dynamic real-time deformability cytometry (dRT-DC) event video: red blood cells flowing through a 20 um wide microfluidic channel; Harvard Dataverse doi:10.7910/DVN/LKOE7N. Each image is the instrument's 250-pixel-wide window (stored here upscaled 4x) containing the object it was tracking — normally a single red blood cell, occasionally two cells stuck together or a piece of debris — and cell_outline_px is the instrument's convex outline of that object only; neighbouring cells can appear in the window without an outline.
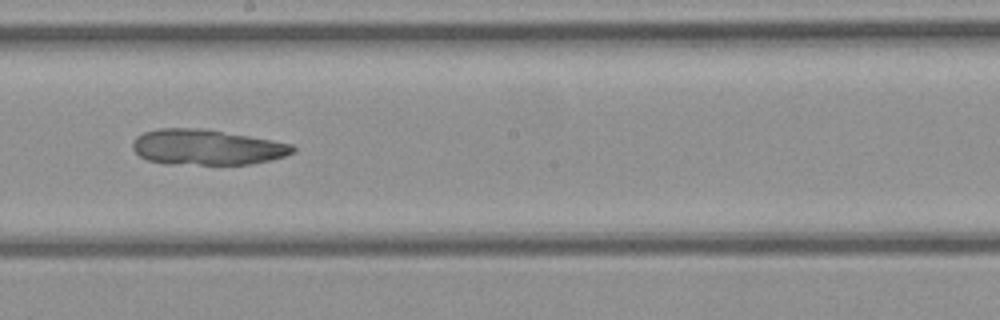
{"species": "common noctule bat (a hibernating species)", "species_latin": "Nyctalus noctula", "temperature_condition": "cold", "stored_images_in_passage": 45, "camera_frame_rate_fps": 3000, "um_per_image_px": 0.085, "animal": {"sex": "female", "body_mass_g": 21.9}, "frame": {"image": 1, "passage_image": 25, "time_ms": 8.0, "image_size_px": [1000, 320], "cell_outline_px": [[296, 152], [272, 160], [248, 164], [164, 164], [148, 160], [140, 156], [132, 148], [132, 144], [136, 136], [144, 132], [160, 128], [200, 128], [272, 140], [292, 144], [296, 148]], "centroid_in_image_um": [17.57, 12.52], "position_along_channel_um": 230.6, "area_um2": 33.06}}
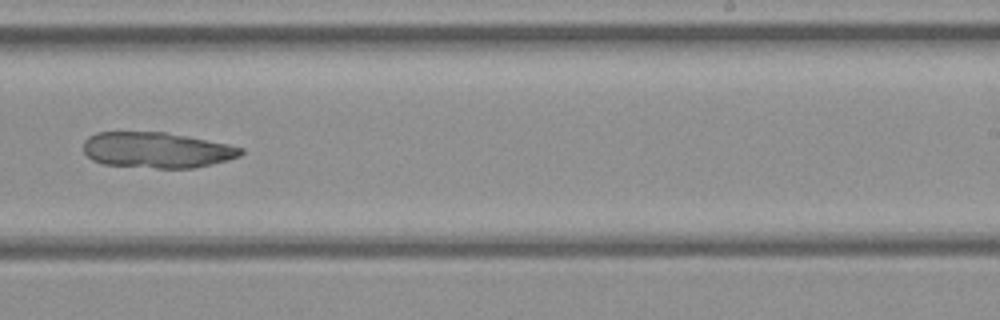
{"frame": {"image": 2, "passage_image": 28, "time_ms": 9.0, "image_size_px": [1000, 320], "cell_outline_px": [[244, 152], [240, 156], [228, 160], [196, 168], [156, 168], [104, 164], [92, 160], [84, 152], [84, 140], [88, 136], [96, 132], [164, 132], [188, 136], [228, 144], [244, 148]], "centroid_in_image_um": [13.34, 12.75], "position_along_channel_um": 275.7, "area_um2": 32.89}}